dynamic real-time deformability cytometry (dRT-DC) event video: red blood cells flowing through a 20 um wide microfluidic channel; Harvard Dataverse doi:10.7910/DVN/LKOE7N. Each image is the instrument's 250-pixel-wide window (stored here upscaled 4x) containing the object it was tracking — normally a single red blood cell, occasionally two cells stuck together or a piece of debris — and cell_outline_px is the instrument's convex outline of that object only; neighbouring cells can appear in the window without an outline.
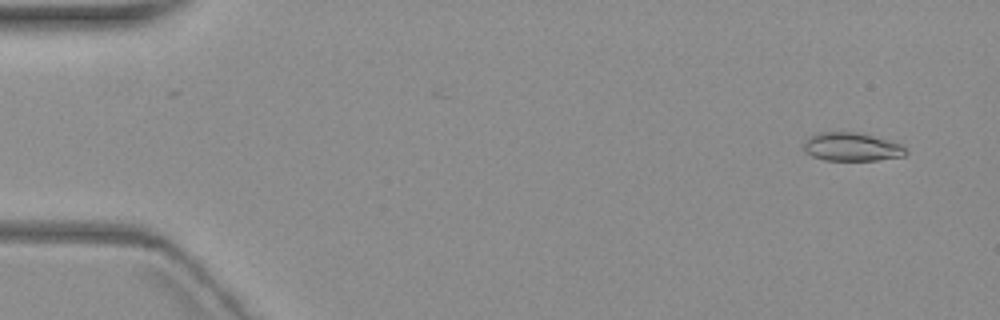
{"species": "common noctule bat (a hibernating species)", "species_latin": "Nyctalus noctula", "temperature_condition": "warm", "stored_images_in_passage": 4, "camera_frame_rate_fps": 3000, "um_per_image_px": 0.085, "animal": {"sex": "female", "body_mass_g": 19.3, "forearm_length_mm": 54.1}, "frame": {"image": 1, "passage_image": 1, "time_ms": 0.0, "image_size_px": [1000, 320], "cell_outline_px": [[908, 152], [904, 156], [876, 160], [824, 160], [812, 156], [804, 152], [804, 144], [808, 136], [820, 132], [856, 132], [872, 136], [900, 144]], "centroid_in_image_um": [72.35, 12.49], "position_along_channel_um": 12.6, "area_um2": 16.76}}
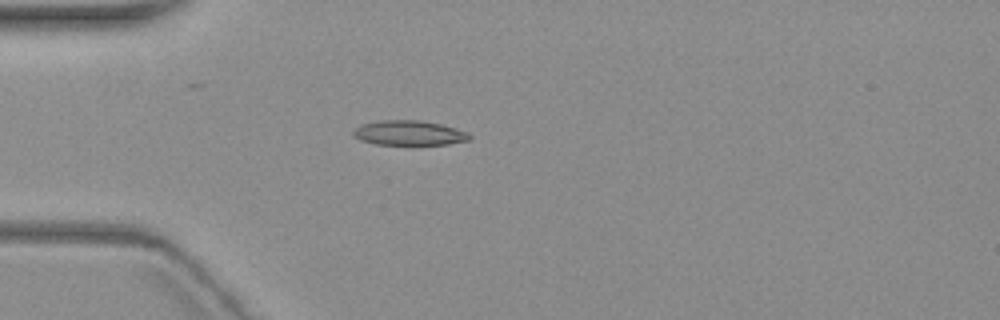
{"frame": {"image": 2, "passage_image": 4, "time_ms": 4.333, "image_size_px": [1000, 320], "cell_outline_px": [[472, 136], [468, 140], [448, 144], [412, 148], [376, 144], [360, 140], [352, 132], [356, 128], [364, 124], [380, 120], [416, 120], [440, 124], [468, 132]], "centroid_in_image_um": [34.8, 11.36], "position_along_channel_um": 50.2, "area_um2": 17.46}}